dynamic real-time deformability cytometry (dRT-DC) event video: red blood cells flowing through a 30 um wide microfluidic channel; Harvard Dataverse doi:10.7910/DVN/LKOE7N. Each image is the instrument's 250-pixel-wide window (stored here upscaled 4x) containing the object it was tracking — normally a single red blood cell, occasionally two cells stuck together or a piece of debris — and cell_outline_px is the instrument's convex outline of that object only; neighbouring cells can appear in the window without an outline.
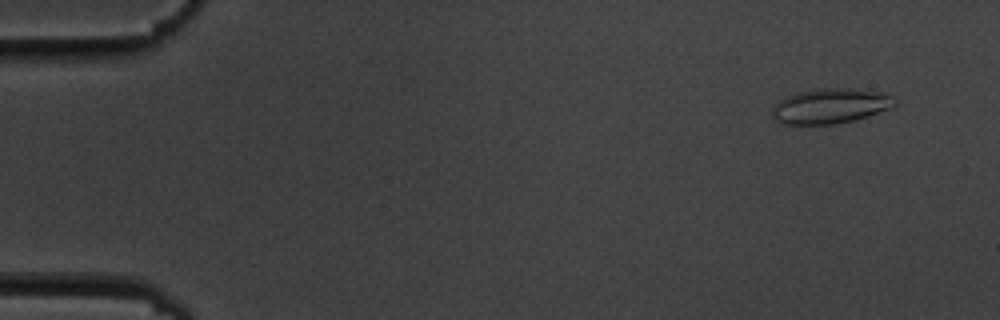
{"species": "common noctule bat (a hibernating species)", "species_latin": "Nyctalus noctula", "temperature_condition": "cold", "stored_images_in_passage": 6, "camera_frame_rate_fps": 3000, "um_per_image_px": 0.085, "animal": {"sex": "male", "body_mass_g": 19.5, "forearm_length_mm": 54.6}, "frame": {"image": 1, "passage_image": 1, "time_ms": 0.0, "image_size_px": [1000, 320], "cell_outline_px": [[896, 104], [892, 108], [856, 120], [836, 124], [780, 124], [772, 116], [772, 108], [780, 100], [788, 96], [800, 92], [824, 88], [848, 88], [880, 92], [896, 96]], "centroid_in_image_um": [70.63, 9.02], "position_along_channel_um": 14.4, "area_um2": 25.09}}
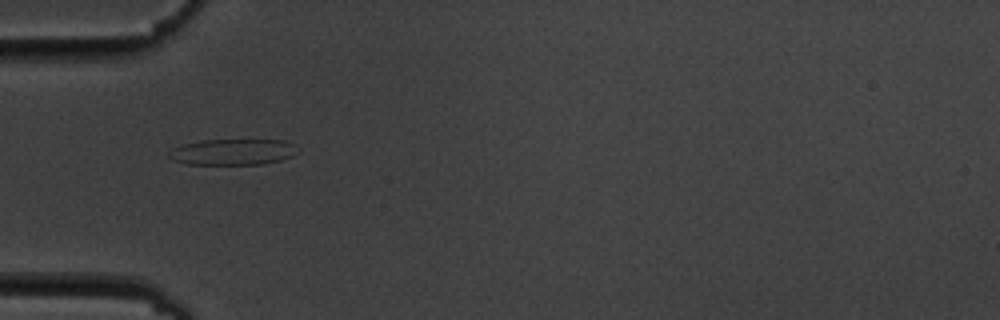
{"frame": {"image": 2, "passage_image": 5, "time_ms": 4.667, "image_size_px": [1000, 320], "cell_outline_px": [[300, 152], [292, 156], [280, 160], [264, 164], [188, 164], [172, 160], [168, 156], [168, 152], [172, 148], [184, 144], [204, 140], [284, 140], [296, 144], [300, 148]], "centroid_in_image_um": [19.85, 12.91], "position_along_channel_um": 65.1, "area_um2": 19.71}}
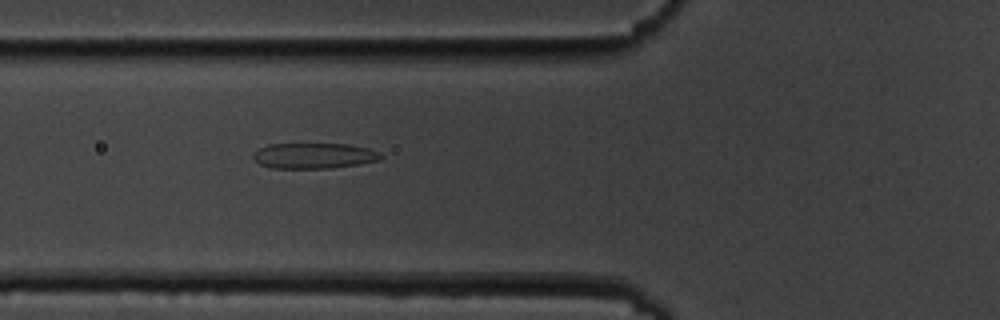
{"frame": {"image": 3, "passage_image": 6, "time_ms": 5.667, "image_size_px": [1000, 320], "cell_outline_px": [[384, 156], [380, 160], [360, 164], [332, 168], [272, 168], [260, 164], [252, 156], [260, 148], [268, 144], [348, 144], [368, 148], [380, 152]], "centroid_in_image_um": [26.74, 13.24], "position_along_channel_um": 99.1, "area_um2": 19.02}}